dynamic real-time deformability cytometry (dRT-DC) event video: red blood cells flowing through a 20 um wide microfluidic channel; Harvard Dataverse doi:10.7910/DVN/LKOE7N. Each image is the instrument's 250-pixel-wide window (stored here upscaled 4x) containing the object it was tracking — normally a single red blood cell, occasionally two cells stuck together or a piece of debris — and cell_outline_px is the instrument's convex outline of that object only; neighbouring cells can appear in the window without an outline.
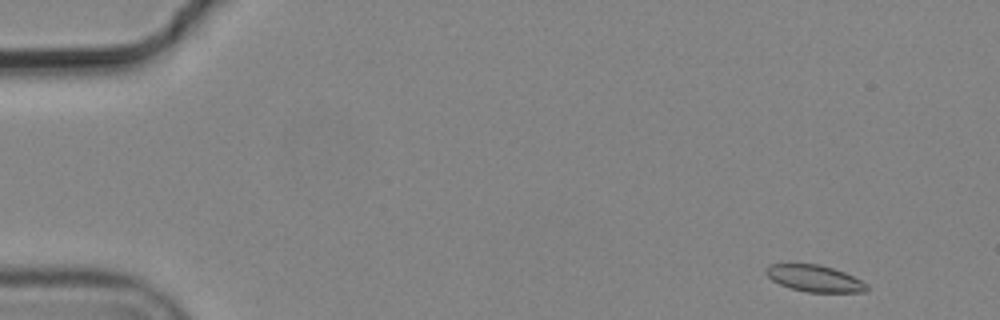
{"species": "common noctule bat (a hibernating species)", "species_latin": "Nyctalus noctula", "temperature_condition": "cold", "stored_images_in_passage": 4, "camera_frame_rate_fps": 3000, "um_per_image_px": 0.085, "animal": {"sex": "male", "body_mass_g": 19.2, "forearm_length_mm": 51.8}, "frame": {"image": 1, "passage_image": 1, "time_ms": 0.0, "image_size_px": [1000, 320], "cell_outline_px": [[868, 288], [864, 292], [808, 292], [792, 288], [780, 284], [772, 280], [764, 272], [764, 268], [768, 264], [820, 264], [844, 272], [868, 284]], "centroid_in_image_um": [69.21, 23.66], "position_along_channel_um": 15.8, "area_um2": 15.55}}
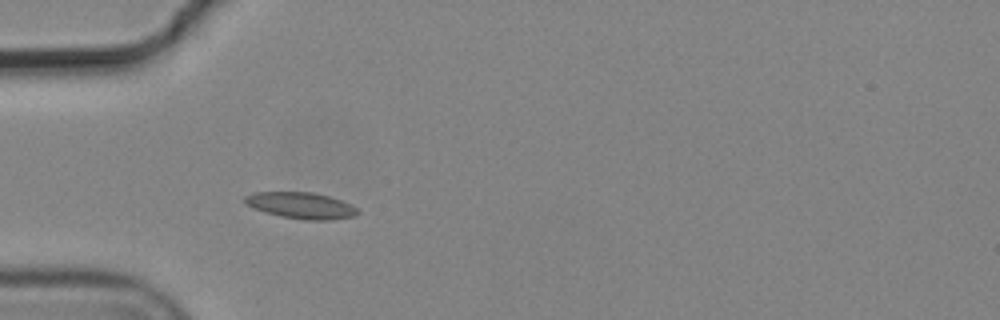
{"frame": {"image": 2, "passage_image": 4, "time_ms": 1.0, "image_size_px": [1000, 320], "cell_outline_px": [[360, 212], [356, 216], [332, 220], [304, 220], [280, 216], [256, 208], [248, 204], [244, 200], [244, 196], [256, 192], [312, 192], [328, 196], [340, 200], [356, 208]], "centroid_in_image_um": [25.63, 17.47], "position_along_channel_um": 59.4, "area_um2": 17.05}}